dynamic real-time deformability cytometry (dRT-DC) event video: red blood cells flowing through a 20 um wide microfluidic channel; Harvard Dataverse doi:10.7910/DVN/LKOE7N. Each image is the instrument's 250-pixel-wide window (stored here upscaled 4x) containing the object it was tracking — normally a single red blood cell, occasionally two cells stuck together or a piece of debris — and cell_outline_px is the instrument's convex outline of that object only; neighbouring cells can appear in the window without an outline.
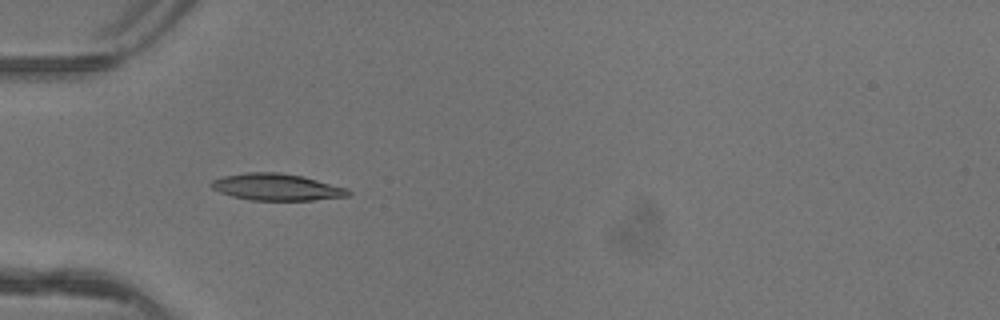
{"species": "common noctule bat (a hibernating species)", "species_latin": "Nyctalus noctula", "temperature_condition": "warm", "stored_images_in_passage": 5, "camera_frame_rate_fps": 3000, "um_per_image_px": 0.085, "animal": {"sex": "female"}, "frame": {"image": 1, "passage_image": 4, "time_ms": 1.0, "image_size_px": [1000, 320], "cell_outline_px": [[352, 192], [348, 196], [312, 200], [252, 200], [232, 196], [220, 192], [212, 188], [208, 184], [212, 180], [224, 176], [244, 172], [280, 172], [304, 176], [348, 188]], "centroid_in_image_um": [23.52, 15.89], "position_along_channel_um": 61.5, "area_um2": 21.5}}
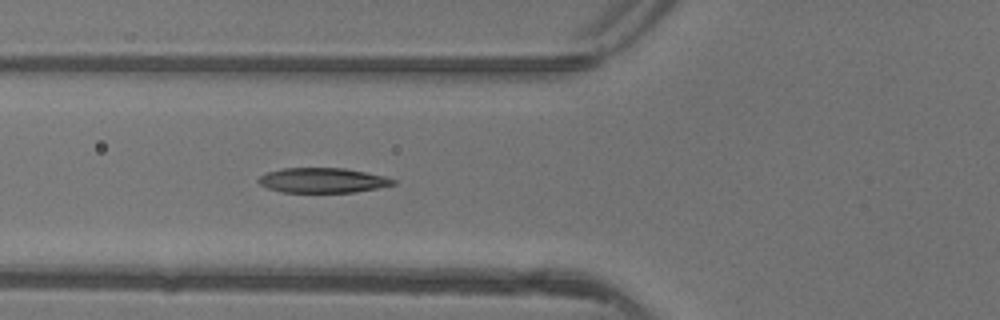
{"frame": {"image": 2, "passage_image": 5, "time_ms": 1.333, "image_size_px": [1000, 320], "cell_outline_px": [[396, 184], [376, 188], [352, 192], [280, 192], [268, 188], [260, 184], [256, 180], [260, 176], [268, 172], [284, 168], [344, 168], [384, 176], [396, 180]], "centroid_in_image_um": [27.4, 15.33], "position_along_channel_um": 98.4, "area_um2": 19.36}}